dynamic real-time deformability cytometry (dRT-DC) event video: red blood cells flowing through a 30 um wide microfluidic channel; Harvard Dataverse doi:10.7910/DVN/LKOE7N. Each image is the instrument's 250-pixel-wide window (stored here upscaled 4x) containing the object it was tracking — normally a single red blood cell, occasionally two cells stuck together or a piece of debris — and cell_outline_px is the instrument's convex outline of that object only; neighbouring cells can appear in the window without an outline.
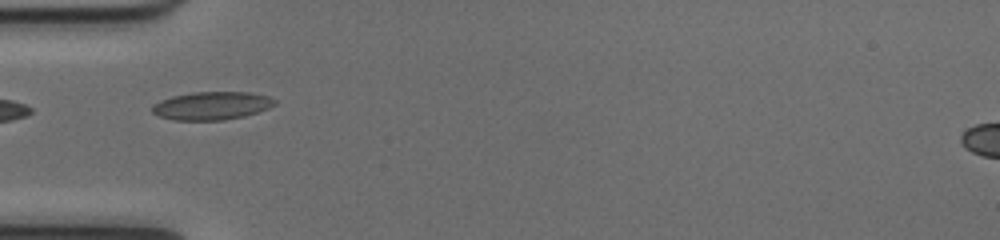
{"species": "common noctule bat (a hibernating species)", "species_latin": "Nyctalus noctula", "temperature_condition": "cold", "stored_images_in_passage": 20, "camera_frame_rate_fps": 3000, "um_per_image_px": 0.085, "animal": {"sex": "female", "body_mass_g": 17.0, "forearm_length_mm": 48.0}, "frame": {"image": 1, "passage_image": 1, "time_ms": 0.0, "image_size_px": [1000, 240], "cell_outline_px": [[276, 104], [268, 108], [244, 116], [224, 120], [172, 120], [160, 116], [152, 112], [152, 104], [160, 100], [172, 96], [196, 92], [248, 92], [268, 96], [276, 100]], "centroid_in_image_um": [17.98, 8.98], "position_along_channel_um": 67.0, "area_um2": 20.0}}
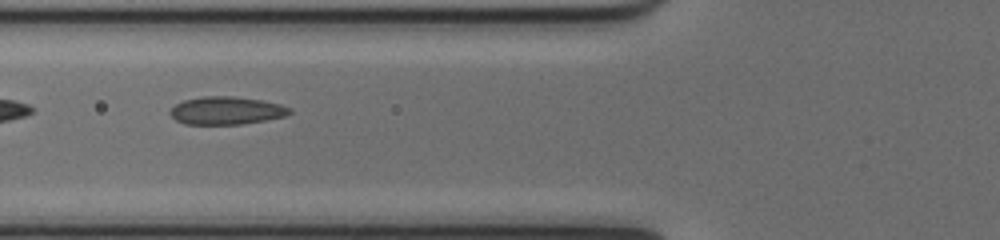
{"frame": {"image": 2, "passage_image": 4, "time_ms": 1.0, "image_size_px": [1000, 240], "cell_outline_px": [[292, 112], [284, 116], [264, 120], [240, 124], [184, 124], [176, 120], [168, 112], [176, 104], [184, 100], [204, 96], [232, 96], [260, 100], [280, 104], [292, 108]], "centroid_in_image_um": [19.23, 9.4], "position_along_channel_um": 106.6, "area_um2": 19.25}}